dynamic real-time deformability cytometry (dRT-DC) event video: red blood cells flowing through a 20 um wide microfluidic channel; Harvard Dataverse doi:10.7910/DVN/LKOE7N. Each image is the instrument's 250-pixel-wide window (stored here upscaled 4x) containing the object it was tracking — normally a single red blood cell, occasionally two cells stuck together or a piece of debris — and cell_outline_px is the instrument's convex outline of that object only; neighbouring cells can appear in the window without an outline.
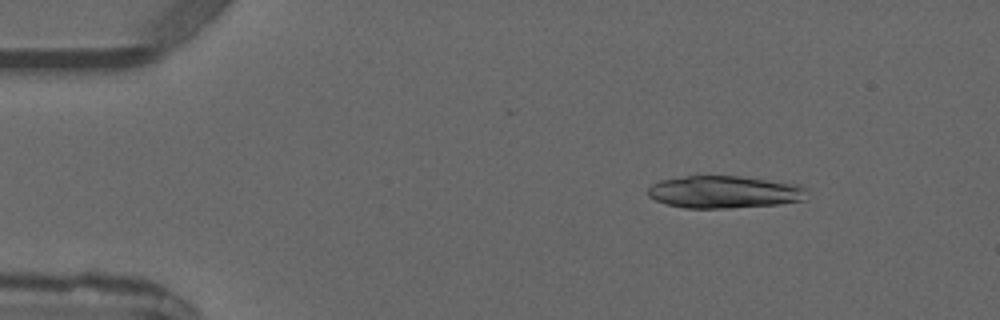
{"species": "common noctule bat (a hibernating species)", "species_latin": "Nyctalus noctula", "temperature_condition": "warm", "stored_images_in_passage": 5, "camera_frame_rate_fps": 3000, "um_per_image_px": 0.085, "animal": {"sex": "male", "forearm_length_mm": 52.5}, "frame": {"image": 1, "passage_image": 2, "time_ms": 1.333, "image_size_px": [1000, 320], "cell_outline_px": [[804, 200], [780, 204], [728, 208], [684, 208], [668, 204], [656, 200], [648, 196], [648, 188], [652, 184], [660, 180], [684, 176], [740, 176], [800, 184], [804, 188]], "centroid_in_image_um": [61.55, 16.31], "position_along_channel_um": 23.5, "area_um2": 29.94}}
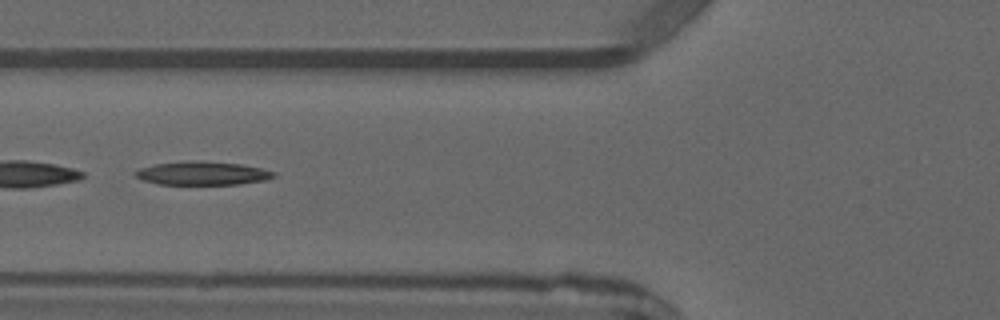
{"frame": {"image": 2, "passage_image": 5, "time_ms": 5.0, "image_size_px": [1000, 320], "cell_outline_px": [[276, 176], [268, 180], [240, 184], [160, 184], [140, 180], [132, 172], [140, 168], [152, 164], [204, 160], [240, 164], [260, 168], [276, 172]], "centroid_in_image_um": [17.21, 14.73], "position_along_channel_um": 108.6, "area_um2": 19.07}}